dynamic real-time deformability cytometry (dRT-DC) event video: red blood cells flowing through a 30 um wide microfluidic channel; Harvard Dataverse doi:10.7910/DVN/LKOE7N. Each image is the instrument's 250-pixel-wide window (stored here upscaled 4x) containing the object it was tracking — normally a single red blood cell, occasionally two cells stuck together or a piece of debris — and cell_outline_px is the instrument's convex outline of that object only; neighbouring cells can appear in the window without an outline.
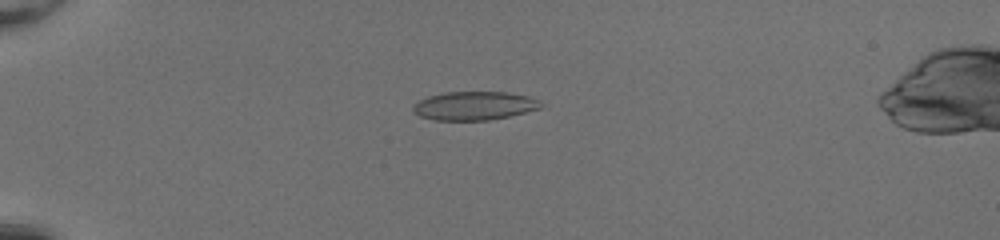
{"species": "common noctule bat (a hibernating species)", "species_latin": "Nyctalus noctula", "temperature_condition": "room temperature", "stored_images_in_passage": 47, "camera_frame_rate_fps": 3000, "um_per_image_px": 0.085, "animal": {"sex": "female", "body_mass_g": 20.0, "forearm_length_mm": 54.0}, "frame": {"image": 1, "passage_image": 10, "time_ms": 3.0, "image_size_px": [1000, 240], "cell_outline_px": [[544, 104], [540, 108], [508, 116], [488, 120], [432, 120], [420, 116], [412, 108], [412, 104], [428, 96], [444, 92], [508, 92], [528, 96], [540, 100]], "centroid_in_image_um": [40.31, 8.98], "position_along_channel_um": 44.7, "area_um2": 21.27}}
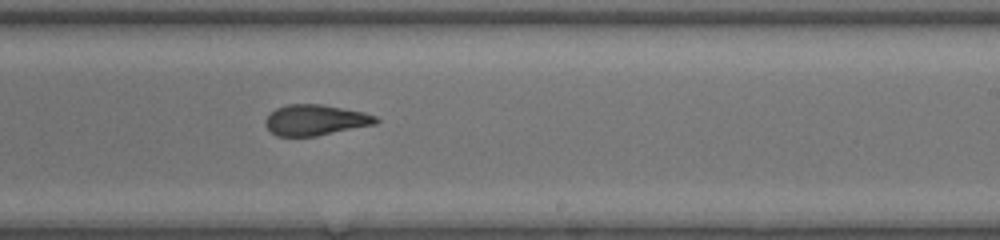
{"frame": {"image": 2, "passage_image": 29, "time_ms": 9.333, "image_size_px": [1000, 240], "cell_outline_px": [[380, 120], [376, 124], [316, 136], [276, 136], [264, 124], [264, 120], [276, 108], [288, 104], [320, 104], [364, 112], [376, 116]], "centroid_in_image_um": [26.81, 10.2], "position_along_channel_um": 262.2, "area_um2": 19.71}}
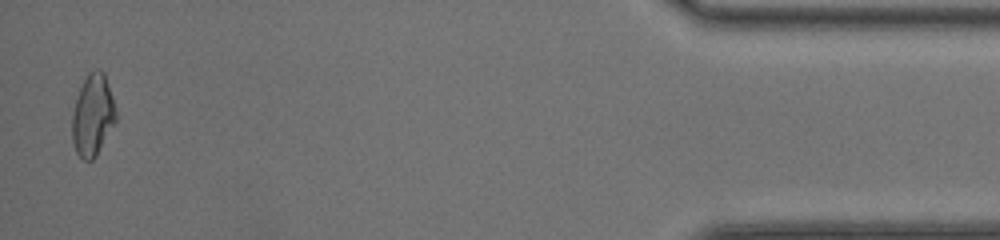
{"frame": {"image": 3, "passage_image": 46, "time_ms": 15.0, "image_size_px": [1000, 240], "cell_outline_px": [[116, 120], [96, 156], [92, 160], [84, 160], [76, 152], [72, 140], [72, 112], [80, 88], [88, 72], [96, 68], [104, 72], [116, 108]], "centroid_in_image_um": [7.88, 9.78], "position_along_channel_um": 427.3, "area_um2": 20.69}, "authors_computed_cell_mechanics": {"area_um2": 20.8658, "velocity_mm_per_s": 4.1607, "shape_relaxation_time_tau1_ms": null, "shape_relaxation_time_tau2_ms": 1.5333, "deformation_change_tau1": null, "deformation_change_tau2": 0.0714}}